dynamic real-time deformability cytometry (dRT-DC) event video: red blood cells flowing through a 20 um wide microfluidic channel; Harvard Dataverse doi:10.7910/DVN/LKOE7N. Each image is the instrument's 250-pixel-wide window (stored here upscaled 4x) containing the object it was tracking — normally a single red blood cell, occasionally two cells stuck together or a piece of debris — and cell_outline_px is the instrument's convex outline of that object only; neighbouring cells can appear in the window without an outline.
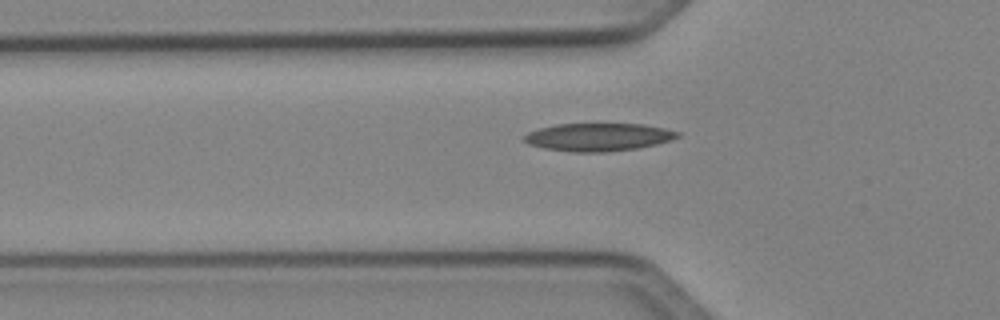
{"species": "Egyptian fruit bat (a non-hibernating species)", "species_latin": "Rousettus aegyptiacus", "temperature_condition": "cold", "stored_images_in_passage": 34, "camera_frame_rate_fps": 3000, "um_per_image_px": 0.085, "animal": {"sex": "female"}, "frame": {"image": 1, "passage_image": 5, "time_ms": 1.333, "image_size_px": [1000, 320], "cell_outline_px": [[680, 136], [656, 144], [636, 148], [604, 152], [572, 152], [544, 148], [528, 144], [524, 140], [524, 136], [528, 132], [540, 128], [556, 124], [644, 124], [664, 128], [680, 132]], "centroid_in_image_um": [50.84, 11.65], "position_along_channel_um": 75.0, "area_um2": 24.74}}
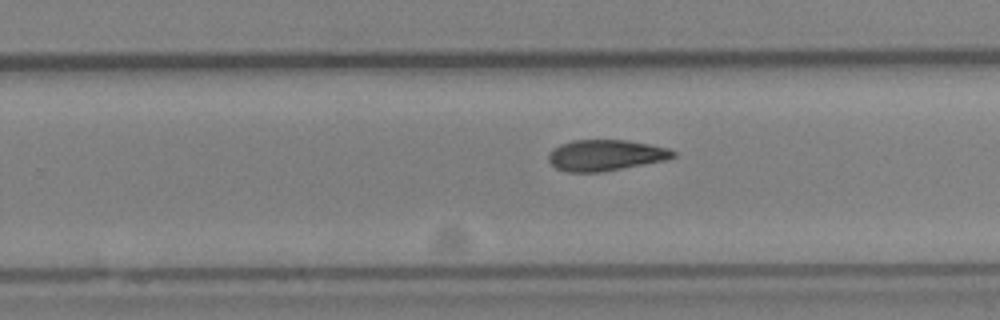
{"frame": {"image": 2, "passage_image": 20, "time_ms": 6.333, "image_size_px": [1000, 320], "cell_outline_px": [[676, 156], [668, 160], [600, 172], [568, 172], [556, 168], [548, 160], [548, 152], [552, 148], [560, 144], [572, 140], [624, 140], [648, 144], [668, 148], [676, 152]], "centroid_in_image_um": [51.46, 13.19], "position_along_channel_um": 278.3, "area_um2": 22.6}}
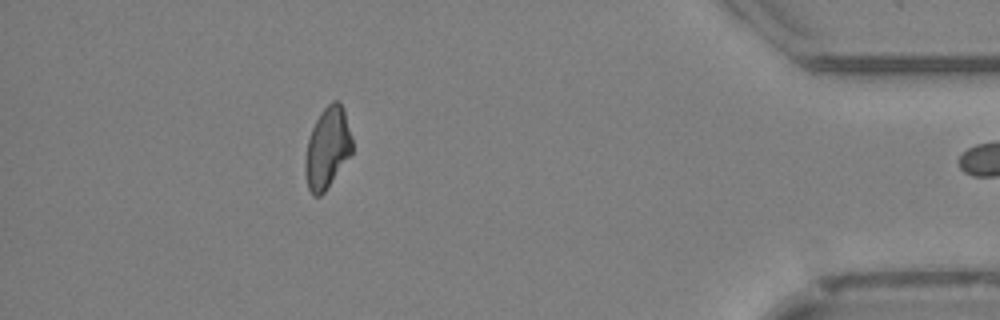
{"frame": {"image": 3, "passage_image": 33, "time_ms": 10.667, "image_size_px": [1000, 320], "cell_outline_px": [[352, 152], [324, 192], [320, 196], [312, 196], [308, 188], [304, 172], [304, 160], [308, 140], [312, 128], [320, 112], [332, 100], [336, 100], [344, 108], [352, 136]], "centroid_in_image_um": [27.81, 12.57], "position_along_channel_um": 407.4, "area_um2": 22.2}}